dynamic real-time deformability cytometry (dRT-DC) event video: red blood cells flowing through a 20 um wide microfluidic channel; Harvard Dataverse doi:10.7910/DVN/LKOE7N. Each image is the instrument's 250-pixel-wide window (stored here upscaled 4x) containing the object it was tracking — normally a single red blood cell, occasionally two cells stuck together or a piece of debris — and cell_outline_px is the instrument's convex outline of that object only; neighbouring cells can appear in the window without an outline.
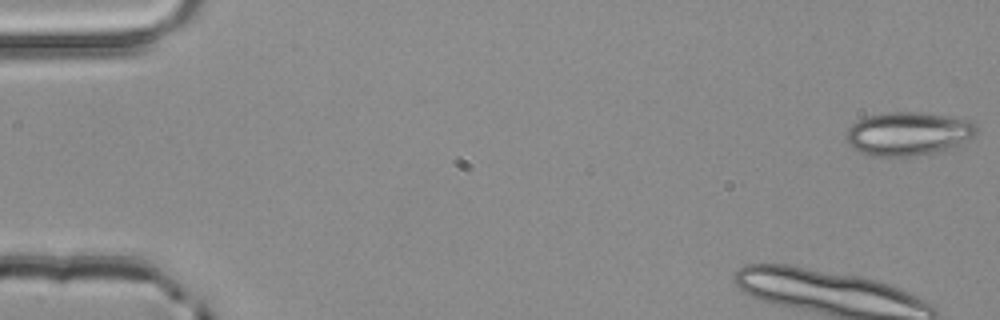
{"species": "common noctule bat (a hibernating species)", "species_latin": "Nyctalus noctula", "temperature_condition": "room temperature", "stored_images_in_passage": 4, "camera_frame_rate_fps": 3000, "um_per_image_px": 0.085, "animal": {"sex": "male", "body_mass_g": 20.4}, "frame": {"image": 1, "passage_image": 1, "time_ms": 0.0, "image_size_px": [1000, 320], "cell_outline_px": [[976, 132], [972, 136], [960, 144], [944, 152], [912, 156], [872, 156], [860, 152], [848, 144], [844, 140], [844, 132], [852, 124], [868, 116], [888, 112], [916, 112], [948, 116], [972, 120], [976, 124]], "centroid_in_image_um": [77.18, 11.38], "position_along_channel_um": 7.8, "area_um2": 33.35}}